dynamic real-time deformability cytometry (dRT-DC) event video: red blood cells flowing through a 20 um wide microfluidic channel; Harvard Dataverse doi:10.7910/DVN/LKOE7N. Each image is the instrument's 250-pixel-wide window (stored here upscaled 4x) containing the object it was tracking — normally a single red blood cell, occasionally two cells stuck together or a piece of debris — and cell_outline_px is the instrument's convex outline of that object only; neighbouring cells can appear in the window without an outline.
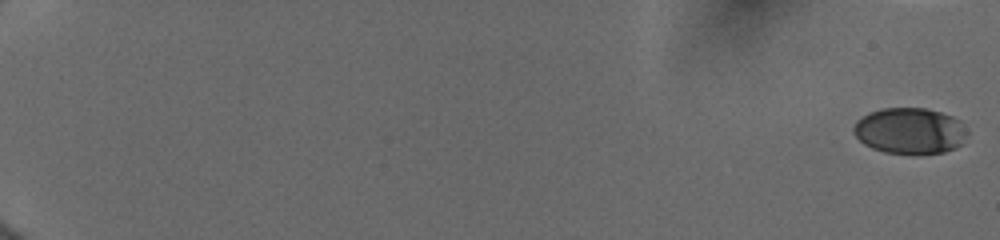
{"species": "human", "species_latin": "Homo sapiens", "temperature_condition": "cold", "stored_images_in_passage": 47, "camera_frame_rate_fps": 3000, "um_per_image_px": 0.085, "donor": {"sex": "female"}, "frame": {"image": 1, "passage_image": 1, "time_ms": 0.0, "image_size_px": [1000, 240], "cell_outline_px": [[968, 132], [960, 144], [956, 148], [944, 152], [884, 152], [872, 148], [864, 144], [852, 132], [852, 128], [856, 120], [868, 112], [880, 108], [924, 108], [940, 112], [952, 116], [960, 120]], "centroid_in_image_um": [77.3, 11.09], "position_along_channel_um": 7.7, "area_um2": 30.29}}
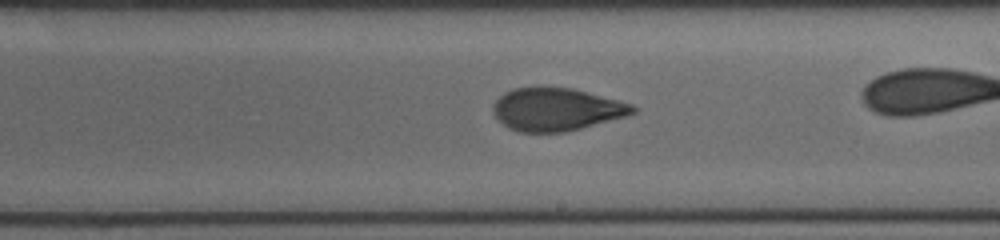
{"frame": {"image": 2, "passage_image": 36, "time_ms": 11.667, "image_size_px": [1000, 240], "cell_outline_px": [[640, 108], [636, 112], [624, 116], [580, 128], [564, 132], [516, 132], [508, 128], [492, 112], [492, 108], [496, 100], [504, 92], [512, 88], [536, 84], [544, 84], [572, 88], [632, 104]], "centroid_in_image_um": [47.24, 9.25], "position_along_channel_um": 241.8, "area_um2": 35.37}}
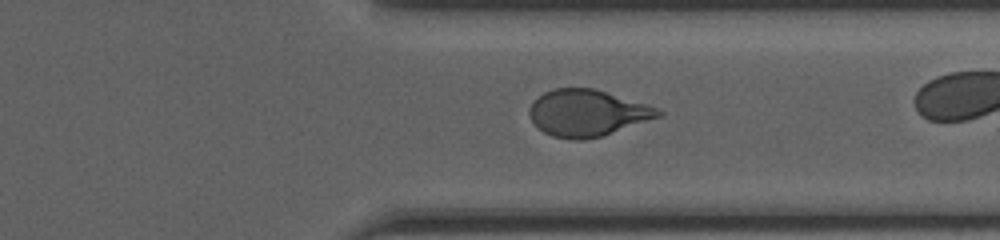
{"frame": {"image": 3, "passage_image": 45, "time_ms": 14.667, "image_size_px": [1000, 240], "cell_outline_px": [[664, 112], [660, 116], [600, 136], [584, 140], [576, 140], [552, 136], [544, 132], [532, 120], [528, 112], [528, 108], [544, 92], [556, 88], [596, 88], [648, 104]], "centroid_in_image_um": [49.92, 9.59], "position_along_channel_um": 361.5, "area_um2": 34.56}}